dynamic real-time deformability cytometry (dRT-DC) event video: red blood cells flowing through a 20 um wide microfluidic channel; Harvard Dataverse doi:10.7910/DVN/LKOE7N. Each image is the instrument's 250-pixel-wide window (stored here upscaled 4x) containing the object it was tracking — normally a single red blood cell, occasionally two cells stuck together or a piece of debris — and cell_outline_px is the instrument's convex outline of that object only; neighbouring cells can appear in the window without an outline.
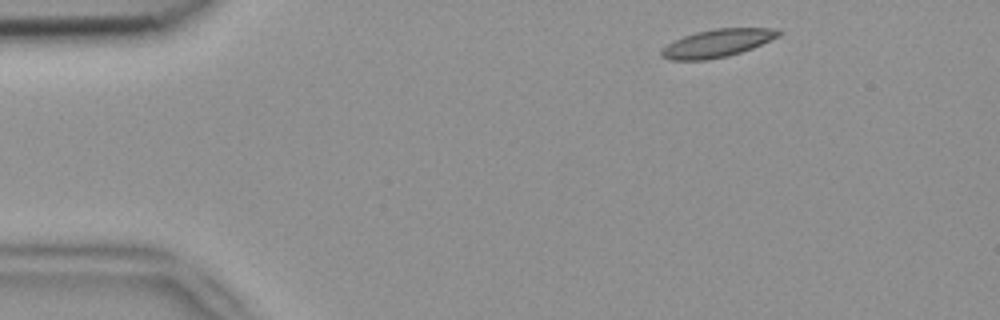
{"species": "common noctule bat (a hibernating species)", "species_latin": "Nyctalus noctula", "temperature_condition": "room temperature", "stored_images_in_passage": 2, "camera_frame_rate_fps": 3000, "um_per_image_px": 0.085, "animal": {"sex": "female", "body_mass_g": 18.4}, "frame": {"image": 1, "passage_image": 1, "time_ms": 0.0, "image_size_px": [1000, 320], "cell_outline_px": [[784, 32], [780, 36], [752, 48], [728, 56], [708, 60], [668, 60], [660, 56], [660, 52], [668, 44], [684, 36], [696, 32], [716, 28], [776, 28]], "centroid_in_image_um": [61.0, 3.67], "position_along_channel_um": 24.0, "area_um2": 19.02}}